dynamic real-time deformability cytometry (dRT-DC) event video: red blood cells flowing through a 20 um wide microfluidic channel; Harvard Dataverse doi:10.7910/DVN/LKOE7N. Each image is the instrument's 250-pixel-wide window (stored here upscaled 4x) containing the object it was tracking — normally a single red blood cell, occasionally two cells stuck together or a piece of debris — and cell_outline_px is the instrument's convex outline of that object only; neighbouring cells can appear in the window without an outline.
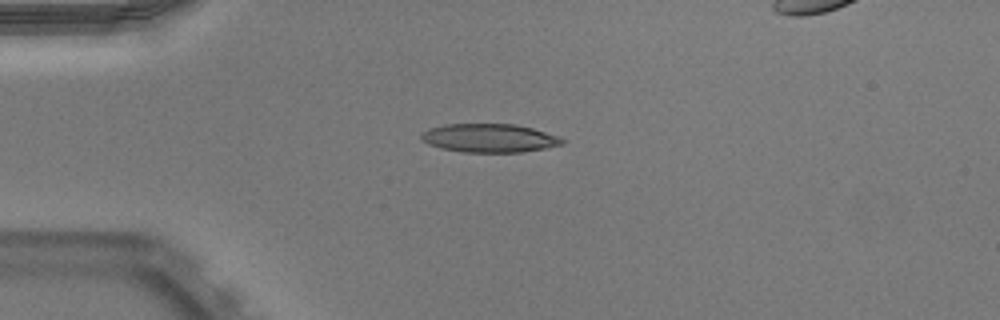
{"species": "Egyptian fruit bat (a non-hibernating species)", "species_latin": "Rousettus aegyptiacus", "temperature_condition": "warm", "stored_images_in_passage": 37, "camera_frame_rate_fps": 3000, "um_per_image_px": 0.085, "animal": {"sex": "male"}, "frame": {"image": 1, "passage_image": 1, "time_ms": 0.0, "image_size_px": [1000, 320], "cell_outline_px": [[564, 144], [544, 148], [520, 152], [464, 152], [440, 148], [428, 144], [420, 140], [420, 132], [428, 128], [444, 124], [516, 124], [532, 128], [556, 136], [564, 140]], "centroid_in_image_um": [41.51, 11.73], "position_along_channel_um": 43.5, "area_um2": 23.47}}
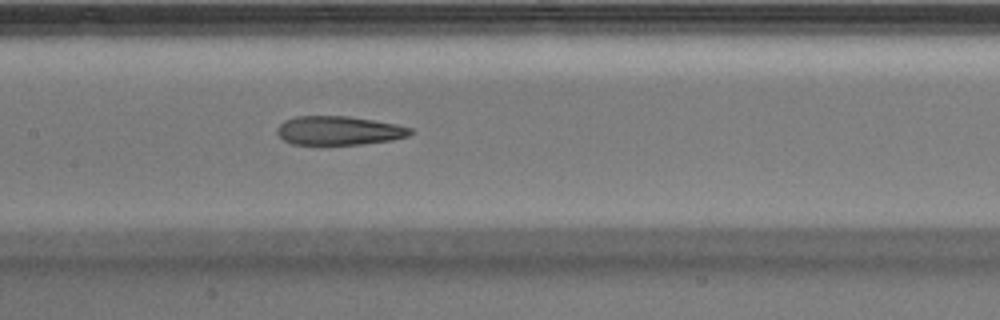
{"frame": {"image": 2, "passage_image": 13, "time_ms": 4.0, "image_size_px": [1000, 320], "cell_outline_px": [[416, 132], [408, 136], [392, 140], [360, 144], [292, 144], [284, 140], [276, 132], [276, 128], [284, 120], [296, 116], [348, 116], [396, 124], [412, 128]], "centroid_in_image_um": [28.82, 11.09], "position_along_channel_um": 178.6, "area_um2": 22.43}}
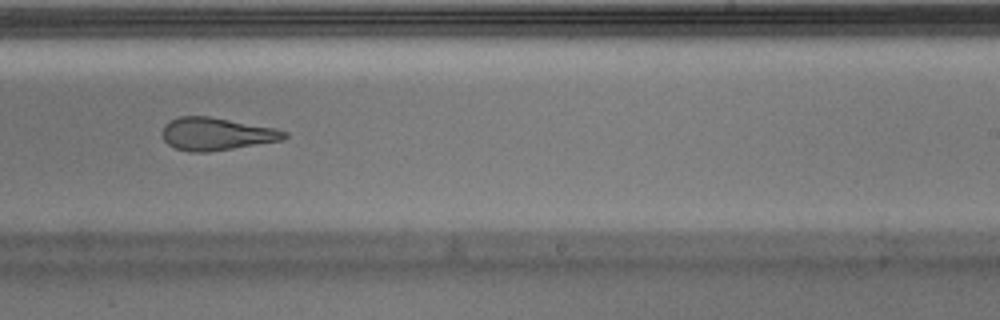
{"frame": {"image": 3, "passage_image": 20, "time_ms": 6.333, "image_size_px": [1000, 320], "cell_outline_px": [[288, 136], [284, 140], [208, 152], [188, 152], [176, 148], [168, 144], [164, 140], [164, 124], [168, 120], [180, 116], [208, 116], [276, 128], [288, 132]], "centroid_in_image_um": [18.42, 11.38], "position_along_channel_um": 270.6, "area_um2": 23.24}}